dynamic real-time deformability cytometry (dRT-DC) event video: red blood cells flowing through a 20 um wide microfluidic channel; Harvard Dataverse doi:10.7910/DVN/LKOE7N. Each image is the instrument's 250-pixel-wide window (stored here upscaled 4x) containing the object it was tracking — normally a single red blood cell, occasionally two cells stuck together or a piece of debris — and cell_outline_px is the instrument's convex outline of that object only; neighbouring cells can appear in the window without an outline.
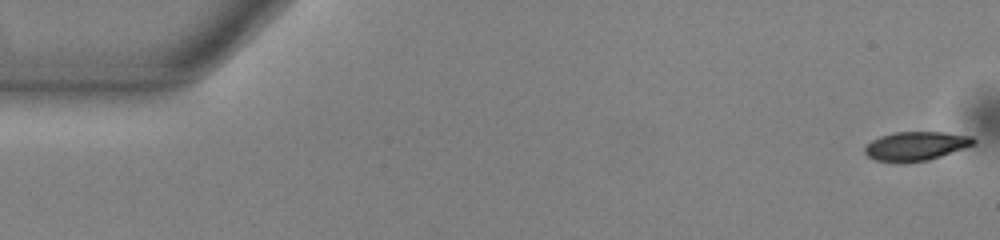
{"species": "common noctule bat (a hibernating species)", "species_latin": "Nyctalus noctula", "temperature_condition": "warm", "stored_images_in_passage": 54, "camera_frame_rate_fps": 3000, "um_per_image_px": 0.085, "animal": {"sex": "male", "body_mass_g": 13.0, "forearm_length_mm": 53.1}, "frame": {"image": 1, "passage_image": 1, "time_ms": 0.0, "image_size_px": [1000, 240], "cell_outline_px": [[976, 140], [972, 144], [940, 156], [928, 160], [904, 164], [896, 164], [876, 160], [868, 156], [864, 152], [864, 148], [872, 140], [880, 136], [896, 132], [944, 132], [972, 136]], "centroid_in_image_um": [77.79, 12.43], "position_along_channel_um": 7.2, "area_um2": 18.38}}
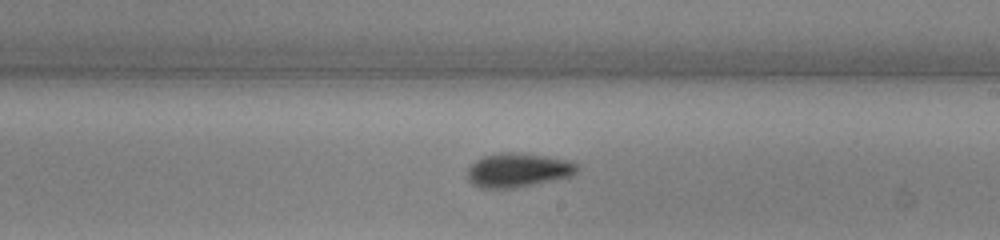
{"frame": {"image": 2, "passage_image": 31, "time_ms": 10.0, "image_size_px": [1000, 240], "cell_outline_px": [[580, 168], [572, 176], [512, 188], [484, 188], [472, 184], [468, 180], [468, 168], [476, 160], [484, 156], [500, 152], [512, 152], [544, 156], [564, 160], [576, 164]], "centroid_in_image_um": [44.0, 14.46], "position_along_channel_um": 245.0, "area_um2": 21.39}}
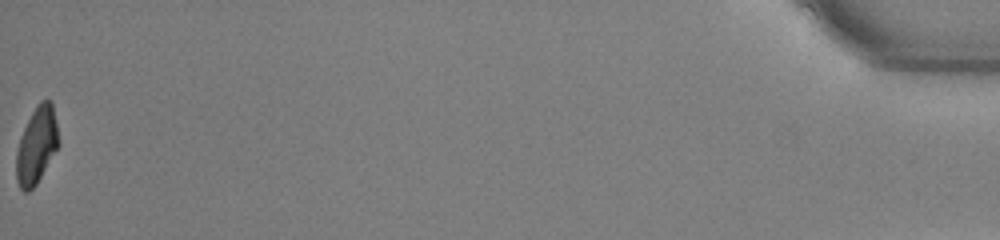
{"frame": {"image": 3, "passage_image": 54, "time_ms": 17.667, "image_size_px": [1000, 240], "cell_outline_px": [[60, 144], [36, 184], [28, 192], [24, 192], [20, 188], [16, 180], [16, 152], [20, 136], [36, 104], [40, 100], [52, 100], [60, 140]], "centroid_in_image_um": [3.12, 12.33], "position_along_channel_um": 432.1, "area_um2": 19.07}, "authors_computed_cell_mechanics": {"area_um2": 19.9699, "velocity_mm_per_s": 3.8306, "shape_relaxation_time_tau1_ms": 4.2646, "shape_relaxation_time_tau2_ms": 4.1882, "deformation_change_tau1": 0.1657, "deformation_change_tau2": 0.1042}}